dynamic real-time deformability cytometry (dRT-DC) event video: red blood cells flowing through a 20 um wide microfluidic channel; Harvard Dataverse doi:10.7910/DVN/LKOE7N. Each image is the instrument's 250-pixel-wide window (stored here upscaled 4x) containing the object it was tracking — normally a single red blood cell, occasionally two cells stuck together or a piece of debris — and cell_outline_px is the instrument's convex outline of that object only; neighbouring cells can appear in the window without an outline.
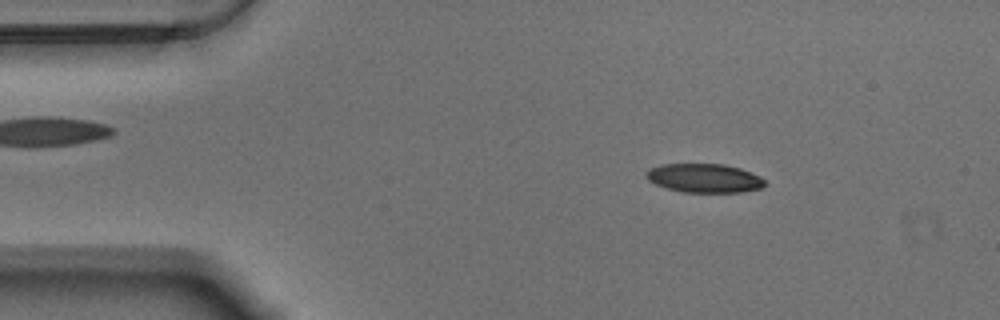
{"species": "Egyptian fruit bat (a non-hibernating species)", "species_latin": "Rousettus aegyptiacus", "temperature_condition": "warm", "stored_images_in_passage": 56, "camera_frame_rate_fps": 3000, "um_per_image_px": 0.085, "animal": {"sex": "male"}, "frame": {"image": 1, "passage_image": 8, "time_ms": 2.333, "image_size_px": [1000, 320], "cell_outline_px": [[764, 184], [760, 188], [740, 192], [684, 192], [668, 188], [656, 184], [648, 180], [644, 176], [644, 172], [648, 168], [660, 164], [724, 164], [740, 168], [752, 172], [760, 176], [764, 180]], "centroid_in_image_um": [59.82, 15.12], "position_along_channel_um": 25.2, "area_um2": 20.0}}
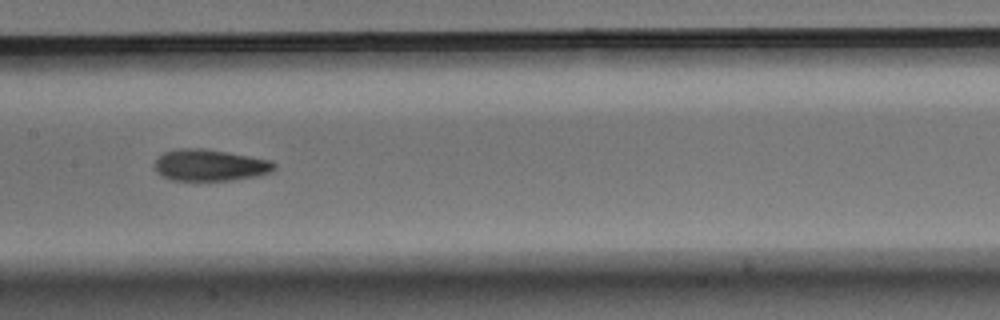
{"frame": {"image": 2, "passage_image": 27, "time_ms": 8.667, "image_size_px": [1000, 320], "cell_outline_px": [[276, 168], [260, 176], [232, 180], [172, 180], [160, 176], [156, 172], [156, 160], [164, 152], [180, 148], [200, 148], [228, 152], [272, 160], [276, 164]], "centroid_in_image_um": [17.87, 14.04], "position_along_channel_um": 189.5, "area_um2": 22.02}}
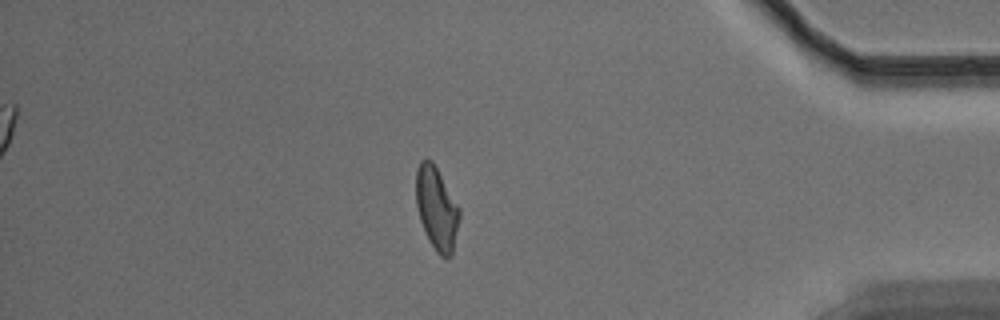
{"frame": {"image": 3, "passage_image": 48, "time_ms": 15.667, "image_size_px": [1000, 320], "cell_outline_px": [[460, 216], [452, 256], [448, 260], [440, 256], [436, 252], [428, 240], [420, 220], [416, 204], [416, 168], [420, 160], [432, 160], [460, 208]], "centroid_in_image_um": [37.12, 17.75], "position_along_channel_um": 398.1, "area_um2": 21.15}, "authors_computed_cell_mechanics": {"area_um2": 21.2415, "velocity_mm_per_s": 3.525, "shape_relaxation_time_tau1_ms": 4.729, "shape_relaxation_time_tau2_ms": 3.1848, "deformation_change_tau1": 0.1844, "deformation_change_tau2": 0.1014}}